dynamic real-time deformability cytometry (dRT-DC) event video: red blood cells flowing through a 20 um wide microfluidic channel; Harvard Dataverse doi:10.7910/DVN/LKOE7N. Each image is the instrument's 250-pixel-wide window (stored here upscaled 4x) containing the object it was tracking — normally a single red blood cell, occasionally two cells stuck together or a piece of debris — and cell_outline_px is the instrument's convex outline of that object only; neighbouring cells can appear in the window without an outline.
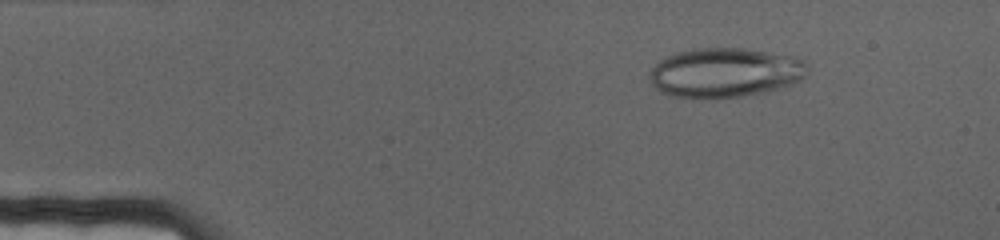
{"species": "human", "species_latin": "Homo sapiens", "temperature_condition": "cold", "stored_images_in_passage": 69, "camera_frame_rate_fps": 3000, "um_per_image_px": 0.085, "donor": {"sex": "female"}, "frame": {"image": 1, "passage_image": 9, "time_ms": 2.667, "image_size_px": [1000, 240], "cell_outline_px": [[808, 64], [804, 76], [800, 80], [792, 84], [780, 88], [764, 92], [740, 96], [672, 96], [660, 92], [652, 84], [648, 76], [652, 68], [660, 60], [676, 52], [692, 48], [744, 48], [792, 56], [804, 60]], "centroid_in_image_um": [61.63, 6.14], "position_along_channel_um": 23.4, "area_um2": 44.97}}
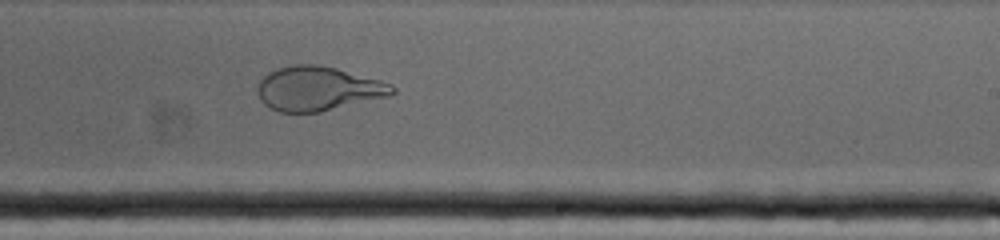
{"frame": {"image": 2, "passage_image": 42, "time_ms": 13.667, "image_size_px": [1000, 240], "cell_outline_px": [[396, 92], [388, 96], [320, 112], [280, 112], [264, 104], [260, 100], [256, 88], [260, 80], [268, 72], [276, 68], [292, 64], [316, 64], [336, 68], [380, 80], [392, 84], [396, 88]], "centroid_in_image_um": [27.01, 7.52], "position_along_channel_um": 262.0, "area_um2": 34.8}}
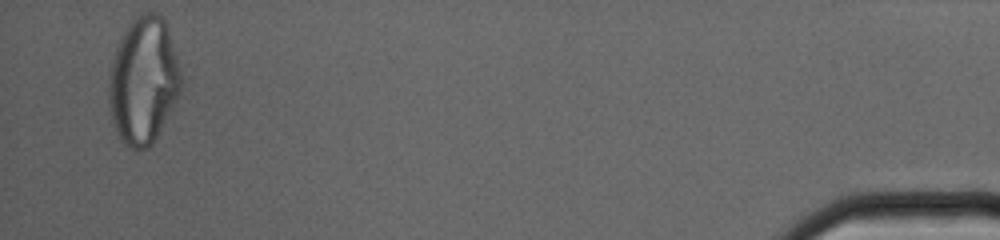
{"frame": {"image": 3, "passage_image": 67, "time_ms": 22.0, "image_size_px": [1000, 240], "cell_outline_px": [[184, 80], [152, 144], [148, 148], [132, 148], [124, 144], [120, 140], [116, 132], [108, 108], [108, 80], [112, 60], [120, 36], [132, 20], [136, 16], [144, 12], [156, 12], [164, 20], [168, 28]], "centroid_in_image_um": [12.16, 6.82], "position_along_channel_um": 423.0, "area_um2": 53.18}}